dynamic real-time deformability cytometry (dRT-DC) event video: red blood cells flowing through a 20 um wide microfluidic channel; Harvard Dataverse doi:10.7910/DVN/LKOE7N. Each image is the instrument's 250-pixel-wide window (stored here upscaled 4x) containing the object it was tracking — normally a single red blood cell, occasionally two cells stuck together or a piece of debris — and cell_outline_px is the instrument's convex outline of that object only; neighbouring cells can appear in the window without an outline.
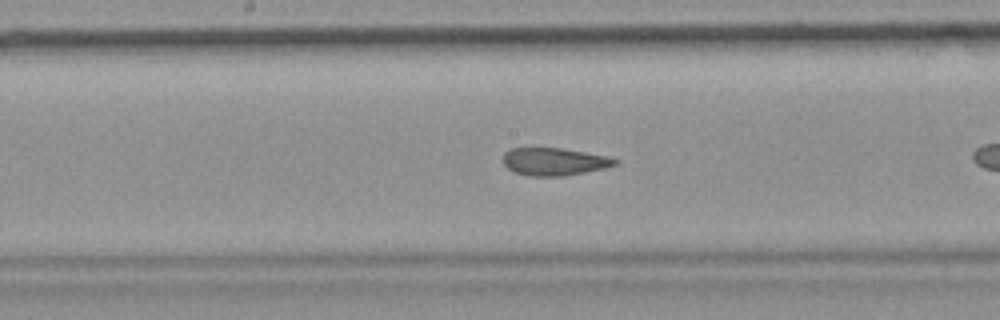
{"species": "common noctule bat (a hibernating species)", "species_latin": "Nyctalus noctula", "temperature_condition": "room temperature", "stored_images_in_passage": 18, "camera_frame_rate_fps": 3000, "um_per_image_px": 0.085, "animal": {"sex": "female", "body_mass_g": 19.9}, "frame": {"image": 1, "passage_image": 13, "time_ms": 4.0, "image_size_px": [1000, 320], "cell_outline_px": [[620, 160], [616, 164], [604, 168], [564, 176], [528, 176], [516, 172], [508, 168], [504, 164], [504, 152], [512, 148], [564, 148], [608, 156]], "centroid_in_image_um": [47.13, 13.73], "position_along_channel_um": 201.1, "area_um2": 17.98}}